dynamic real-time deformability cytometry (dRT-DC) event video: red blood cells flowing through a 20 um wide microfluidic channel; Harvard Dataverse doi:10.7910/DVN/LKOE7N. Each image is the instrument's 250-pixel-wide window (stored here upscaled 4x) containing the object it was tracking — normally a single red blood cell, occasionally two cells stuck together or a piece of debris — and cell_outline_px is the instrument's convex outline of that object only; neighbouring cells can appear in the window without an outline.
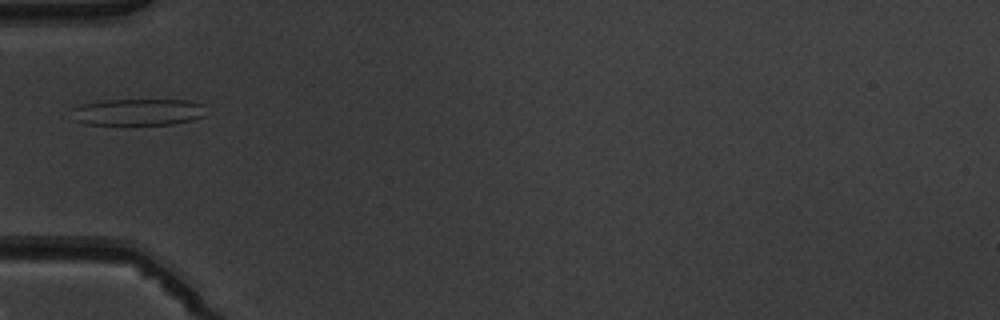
{"species": "common noctule bat (a hibernating species)", "species_latin": "Nyctalus noctula", "temperature_condition": "warm", "stored_images_in_passage": 5, "camera_frame_rate_fps": 3000, "um_per_image_px": 0.085, "animal": {"sex": "male", "body_mass_g": 19.5, "forearm_length_mm": 54.6}, "frame": {"image": 1, "passage_image": 4, "time_ms": 3.667, "image_size_px": [1000, 320], "cell_outline_px": [[204, 116], [192, 120], [172, 124], [84, 124], [76, 120], [72, 108], [80, 104], [104, 100], [188, 100], [204, 104]], "centroid_in_image_um": [11.75, 9.51], "position_along_channel_um": 73.2, "area_um2": 20.75}}
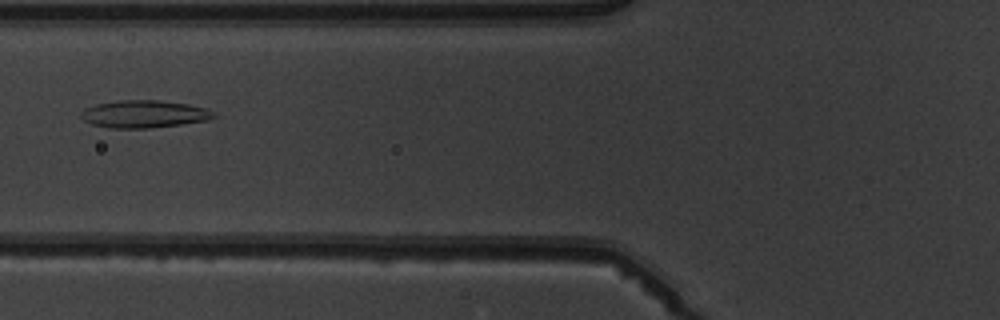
{"frame": {"image": 2, "passage_image": 5, "time_ms": 4.667, "image_size_px": [1000, 320], "cell_outline_px": [[216, 116], [208, 120], [180, 124], [148, 128], [108, 128], [92, 124], [84, 120], [80, 116], [80, 112], [84, 108], [96, 104], [120, 100], [160, 100], [188, 104], [208, 108], [216, 112]], "centroid_in_image_um": [12.25, 9.69], "position_along_channel_um": 113.5, "area_um2": 21.39}}